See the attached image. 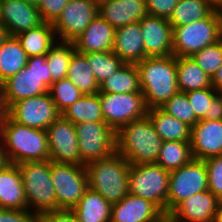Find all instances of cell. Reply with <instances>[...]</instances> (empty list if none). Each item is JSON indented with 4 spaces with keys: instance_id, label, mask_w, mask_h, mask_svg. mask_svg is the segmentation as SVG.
<instances>
[{
    "instance_id": "cell-17",
    "label": "cell",
    "mask_w": 222,
    "mask_h": 222,
    "mask_svg": "<svg viewBox=\"0 0 222 222\" xmlns=\"http://www.w3.org/2000/svg\"><path fill=\"white\" fill-rule=\"evenodd\" d=\"M146 57L173 55V28L168 19L147 15L140 20Z\"/></svg>"
},
{
    "instance_id": "cell-46",
    "label": "cell",
    "mask_w": 222,
    "mask_h": 222,
    "mask_svg": "<svg viewBox=\"0 0 222 222\" xmlns=\"http://www.w3.org/2000/svg\"><path fill=\"white\" fill-rule=\"evenodd\" d=\"M201 120H222V93L218 92L212 98L209 111Z\"/></svg>"
},
{
    "instance_id": "cell-29",
    "label": "cell",
    "mask_w": 222,
    "mask_h": 222,
    "mask_svg": "<svg viewBox=\"0 0 222 222\" xmlns=\"http://www.w3.org/2000/svg\"><path fill=\"white\" fill-rule=\"evenodd\" d=\"M99 93H142L136 64H126L99 85Z\"/></svg>"
},
{
    "instance_id": "cell-52",
    "label": "cell",
    "mask_w": 222,
    "mask_h": 222,
    "mask_svg": "<svg viewBox=\"0 0 222 222\" xmlns=\"http://www.w3.org/2000/svg\"><path fill=\"white\" fill-rule=\"evenodd\" d=\"M214 222H222V201H220V204L218 206Z\"/></svg>"
},
{
    "instance_id": "cell-26",
    "label": "cell",
    "mask_w": 222,
    "mask_h": 222,
    "mask_svg": "<svg viewBox=\"0 0 222 222\" xmlns=\"http://www.w3.org/2000/svg\"><path fill=\"white\" fill-rule=\"evenodd\" d=\"M147 116L162 141H191V127L161 108L148 109Z\"/></svg>"
},
{
    "instance_id": "cell-18",
    "label": "cell",
    "mask_w": 222,
    "mask_h": 222,
    "mask_svg": "<svg viewBox=\"0 0 222 222\" xmlns=\"http://www.w3.org/2000/svg\"><path fill=\"white\" fill-rule=\"evenodd\" d=\"M190 142L194 159L222 155V120H199L191 128Z\"/></svg>"
},
{
    "instance_id": "cell-9",
    "label": "cell",
    "mask_w": 222,
    "mask_h": 222,
    "mask_svg": "<svg viewBox=\"0 0 222 222\" xmlns=\"http://www.w3.org/2000/svg\"><path fill=\"white\" fill-rule=\"evenodd\" d=\"M51 178L57 200V210H71L89 188L85 165L51 161Z\"/></svg>"
},
{
    "instance_id": "cell-24",
    "label": "cell",
    "mask_w": 222,
    "mask_h": 222,
    "mask_svg": "<svg viewBox=\"0 0 222 222\" xmlns=\"http://www.w3.org/2000/svg\"><path fill=\"white\" fill-rule=\"evenodd\" d=\"M0 207L9 210L28 209L22 176L17 164L0 170Z\"/></svg>"
},
{
    "instance_id": "cell-8",
    "label": "cell",
    "mask_w": 222,
    "mask_h": 222,
    "mask_svg": "<svg viewBox=\"0 0 222 222\" xmlns=\"http://www.w3.org/2000/svg\"><path fill=\"white\" fill-rule=\"evenodd\" d=\"M170 172L156 163L130 164L129 193L155 203L167 213Z\"/></svg>"
},
{
    "instance_id": "cell-23",
    "label": "cell",
    "mask_w": 222,
    "mask_h": 222,
    "mask_svg": "<svg viewBox=\"0 0 222 222\" xmlns=\"http://www.w3.org/2000/svg\"><path fill=\"white\" fill-rule=\"evenodd\" d=\"M112 51L126 64H137L146 58L140 21L115 29Z\"/></svg>"
},
{
    "instance_id": "cell-44",
    "label": "cell",
    "mask_w": 222,
    "mask_h": 222,
    "mask_svg": "<svg viewBox=\"0 0 222 222\" xmlns=\"http://www.w3.org/2000/svg\"><path fill=\"white\" fill-rule=\"evenodd\" d=\"M1 222H39V214L26 210L5 209Z\"/></svg>"
},
{
    "instance_id": "cell-36",
    "label": "cell",
    "mask_w": 222,
    "mask_h": 222,
    "mask_svg": "<svg viewBox=\"0 0 222 222\" xmlns=\"http://www.w3.org/2000/svg\"><path fill=\"white\" fill-rule=\"evenodd\" d=\"M81 54L86 57L98 85L118 71L124 64L113 51Z\"/></svg>"
},
{
    "instance_id": "cell-34",
    "label": "cell",
    "mask_w": 222,
    "mask_h": 222,
    "mask_svg": "<svg viewBox=\"0 0 222 222\" xmlns=\"http://www.w3.org/2000/svg\"><path fill=\"white\" fill-rule=\"evenodd\" d=\"M213 11L207 0H179L168 21L172 27L184 26L208 17Z\"/></svg>"
},
{
    "instance_id": "cell-11",
    "label": "cell",
    "mask_w": 222,
    "mask_h": 222,
    "mask_svg": "<svg viewBox=\"0 0 222 222\" xmlns=\"http://www.w3.org/2000/svg\"><path fill=\"white\" fill-rule=\"evenodd\" d=\"M81 165L110 157L116 152V132L105 122L76 124Z\"/></svg>"
},
{
    "instance_id": "cell-14",
    "label": "cell",
    "mask_w": 222,
    "mask_h": 222,
    "mask_svg": "<svg viewBox=\"0 0 222 222\" xmlns=\"http://www.w3.org/2000/svg\"><path fill=\"white\" fill-rule=\"evenodd\" d=\"M97 15L98 5L93 0H69L53 23L57 39L73 42Z\"/></svg>"
},
{
    "instance_id": "cell-38",
    "label": "cell",
    "mask_w": 222,
    "mask_h": 222,
    "mask_svg": "<svg viewBox=\"0 0 222 222\" xmlns=\"http://www.w3.org/2000/svg\"><path fill=\"white\" fill-rule=\"evenodd\" d=\"M163 111L186 123L191 128L199 121L184 92H178L160 107Z\"/></svg>"
},
{
    "instance_id": "cell-12",
    "label": "cell",
    "mask_w": 222,
    "mask_h": 222,
    "mask_svg": "<svg viewBox=\"0 0 222 222\" xmlns=\"http://www.w3.org/2000/svg\"><path fill=\"white\" fill-rule=\"evenodd\" d=\"M104 122L115 132L124 125L147 116L143 93H98Z\"/></svg>"
},
{
    "instance_id": "cell-25",
    "label": "cell",
    "mask_w": 222,
    "mask_h": 222,
    "mask_svg": "<svg viewBox=\"0 0 222 222\" xmlns=\"http://www.w3.org/2000/svg\"><path fill=\"white\" fill-rule=\"evenodd\" d=\"M112 204L101 194L88 188L71 211L78 222H110Z\"/></svg>"
},
{
    "instance_id": "cell-40",
    "label": "cell",
    "mask_w": 222,
    "mask_h": 222,
    "mask_svg": "<svg viewBox=\"0 0 222 222\" xmlns=\"http://www.w3.org/2000/svg\"><path fill=\"white\" fill-rule=\"evenodd\" d=\"M217 93L213 87L192 90L185 93L198 120H201L209 111L210 102Z\"/></svg>"
},
{
    "instance_id": "cell-43",
    "label": "cell",
    "mask_w": 222,
    "mask_h": 222,
    "mask_svg": "<svg viewBox=\"0 0 222 222\" xmlns=\"http://www.w3.org/2000/svg\"><path fill=\"white\" fill-rule=\"evenodd\" d=\"M179 0H146L147 13L150 16L169 19Z\"/></svg>"
},
{
    "instance_id": "cell-21",
    "label": "cell",
    "mask_w": 222,
    "mask_h": 222,
    "mask_svg": "<svg viewBox=\"0 0 222 222\" xmlns=\"http://www.w3.org/2000/svg\"><path fill=\"white\" fill-rule=\"evenodd\" d=\"M115 28L97 15L73 43L78 53L111 52Z\"/></svg>"
},
{
    "instance_id": "cell-39",
    "label": "cell",
    "mask_w": 222,
    "mask_h": 222,
    "mask_svg": "<svg viewBox=\"0 0 222 222\" xmlns=\"http://www.w3.org/2000/svg\"><path fill=\"white\" fill-rule=\"evenodd\" d=\"M191 58L211 78L222 65V39L206 46L198 51Z\"/></svg>"
},
{
    "instance_id": "cell-41",
    "label": "cell",
    "mask_w": 222,
    "mask_h": 222,
    "mask_svg": "<svg viewBox=\"0 0 222 222\" xmlns=\"http://www.w3.org/2000/svg\"><path fill=\"white\" fill-rule=\"evenodd\" d=\"M208 174V190L222 201V155L204 160Z\"/></svg>"
},
{
    "instance_id": "cell-2",
    "label": "cell",
    "mask_w": 222,
    "mask_h": 222,
    "mask_svg": "<svg viewBox=\"0 0 222 222\" xmlns=\"http://www.w3.org/2000/svg\"><path fill=\"white\" fill-rule=\"evenodd\" d=\"M162 142L148 116L116 132V152L130 164L156 163Z\"/></svg>"
},
{
    "instance_id": "cell-57",
    "label": "cell",
    "mask_w": 222,
    "mask_h": 222,
    "mask_svg": "<svg viewBox=\"0 0 222 222\" xmlns=\"http://www.w3.org/2000/svg\"><path fill=\"white\" fill-rule=\"evenodd\" d=\"M5 209H3V208H1L0 207V222L2 221V215H3V211H4Z\"/></svg>"
},
{
    "instance_id": "cell-51",
    "label": "cell",
    "mask_w": 222,
    "mask_h": 222,
    "mask_svg": "<svg viewBox=\"0 0 222 222\" xmlns=\"http://www.w3.org/2000/svg\"><path fill=\"white\" fill-rule=\"evenodd\" d=\"M153 222H177L170 213H163L157 220Z\"/></svg>"
},
{
    "instance_id": "cell-32",
    "label": "cell",
    "mask_w": 222,
    "mask_h": 222,
    "mask_svg": "<svg viewBox=\"0 0 222 222\" xmlns=\"http://www.w3.org/2000/svg\"><path fill=\"white\" fill-rule=\"evenodd\" d=\"M67 79H69L83 95L99 93V85L90 69L86 57L75 52L70 60Z\"/></svg>"
},
{
    "instance_id": "cell-27",
    "label": "cell",
    "mask_w": 222,
    "mask_h": 222,
    "mask_svg": "<svg viewBox=\"0 0 222 222\" xmlns=\"http://www.w3.org/2000/svg\"><path fill=\"white\" fill-rule=\"evenodd\" d=\"M16 37L28 57L46 56L58 40L53 24L49 22H44L39 27L22 32Z\"/></svg>"
},
{
    "instance_id": "cell-20",
    "label": "cell",
    "mask_w": 222,
    "mask_h": 222,
    "mask_svg": "<svg viewBox=\"0 0 222 222\" xmlns=\"http://www.w3.org/2000/svg\"><path fill=\"white\" fill-rule=\"evenodd\" d=\"M163 213L152 201L129 193L112 204L110 222H153Z\"/></svg>"
},
{
    "instance_id": "cell-54",
    "label": "cell",
    "mask_w": 222,
    "mask_h": 222,
    "mask_svg": "<svg viewBox=\"0 0 222 222\" xmlns=\"http://www.w3.org/2000/svg\"><path fill=\"white\" fill-rule=\"evenodd\" d=\"M214 8L222 1V0H207Z\"/></svg>"
},
{
    "instance_id": "cell-16",
    "label": "cell",
    "mask_w": 222,
    "mask_h": 222,
    "mask_svg": "<svg viewBox=\"0 0 222 222\" xmlns=\"http://www.w3.org/2000/svg\"><path fill=\"white\" fill-rule=\"evenodd\" d=\"M0 22L10 36H17L44 23L37 6L24 0H1Z\"/></svg>"
},
{
    "instance_id": "cell-42",
    "label": "cell",
    "mask_w": 222,
    "mask_h": 222,
    "mask_svg": "<svg viewBox=\"0 0 222 222\" xmlns=\"http://www.w3.org/2000/svg\"><path fill=\"white\" fill-rule=\"evenodd\" d=\"M69 0H39L37 8L44 22L54 23Z\"/></svg>"
},
{
    "instance_id": "cell-3",
    "label": "cell",
    "mask_w": 222,
    "mask_h": 222,
    "mask_svg": "<svg viewBox=\"0 0 222 222\" xmlns=\"http://www.w3.org/2000/svg\"><path fill=\"white\" fill-rule=\"evenodd\" d=\"M0 137L12 164L49 160L46 130L27 127L7 116L0 124Z\"/></svg>"
},
{
    "instance_id": "cell-15",
    "label": "cell",
    "mask_w": 222,
    "mask_h": 222,
    "mask_svg": "<svg viewBox=\"0 0 222 222\" xmlns=\"http://www.w3.org/2000/svg\"><path fill=\"white\" fill-rule=\"evenodd\" d=\"M49 160L81 165L76 127L61 115L46 129Z\"/></svg>"
},
{
    "instance_id": "cell-6",
    "label": "cell",
    "mask_w": 222,
    "mask_h": 222,
    "mask_svg": "<svg viewBox=\"0 0 222 222\" xmlns=\"http://www.w3.org/2000/svg\"><path fill=\"white\" fill-rule=\"evenodd\" d=\"M53 82L46 56L28 57L27 65L16 75L4 81L5 101L8 108L19 100L47 93Z\"/></svg>"
},
{
    "instance_id": "cell-22",
    "label": "cell",
    "mask_w": 222,
    "mask_h": 222,
    "mask_svg": "<svg viewBox=\"0 0 222 222\" xmlns=\"http://www.w3.org/2000/svg\"><path fill=\"white\" fill-rule=\"evenodd\" d=\"M98 15L118 29L148 15L146 0H110L98 6Z\"/></svg>"
},
{
    "instance_id": "cell-13",
    "label": "cell",
    "mask_w": 222,
    "mask_h": 222,
    "mask_svg": "<svg viewBox=\"0 0 222 222\" xmlns=\"http://www.w3.org/2000/svg\"><path fill=\"white\" fill-rule=\"evenodd\" d=\"M60 115L48 92L19 100L8 108L13 121L39 130H46Z\"/></svg>"
},
{
    "instance_id": "cell-55",
    "label": "cell",
    "mask_w": 222,
    "mask_h": 222,
    "mask_svg": "<svg viewBox=\"0 0 222 222\" xmlns=\"http://www.w3.org/2000/svg\"><path fill=\"white\" fill-rule=\"evenodd\" d=\"M24 1L27 2V3L33 4L35 6H37L38 2H39V0H24Z\"/></svg>"
},
{
    "instance_id": "cell-31",
    "label": "cell",
    "mask_w": 222,
    "mask_h": 222,
    "mask_svg": "<svg viewBox=\"0 0 222 222\" xmlns=\"http://www.w3.org/2000/svg\"><path fill=\"white\" fill-rule=\"evenodd\" d=\"M74 125L83 122H104L99 94L84 95L61 113Z\"/></svg>"
},
{
    "instance_id": "cell-50",
    "label": "cell",
    "mask_w": 222,
    "mask_h": 222,
    "mask_svg": "<svg viewBox=\"0 0 222 222\" xmlns=\"http://www.w3.org/2000/svg\"><path fill=\"white\" fill-rule=\"evenodd\" d=\"M9 36L8 29L0 22V46Z\"/></svg>"
},
{
    "instance_id": "cell-35",
    "label": "cell",
    "mask_w": 222,
    "mask_h": 222,
    "mask_svg": "<svg viewBox=\"0 0 222 222\" xmlns=\"http://www.w3.org/2000/svg\"><path fill=\"white\" fill-rule=\"evenodd\" d=\"M76 52L73 42L58 41L46 55L50 75L53 81L67 77L68 67L73 54Z\"/></svg>"
},
{
    "instance_id": "cell-19",
    "label": "cell",
    "mask_w": 222,
    "mask_h": 222,
    "mask_svg": "<svg viewBox=\"0 0 222 222\" xmlns=\"http://www.w3.org/2000/svg\"><path fill=\"white\" fill-rule=\"evenodd\" d=\"M220 201L206 190L181 201L170 214L177 222H214Z\"/></svg>"
},
{
    "instance_id": "cell-4",
    "label": "cell",
    "mask_w": 222,
    "mask_h": 222,
    "mask_svg": "<svg viewBox=\"0 0 222 222\" xmlns=\"http://www.w3.org/2000/svg\"><path fill=\"white\" fill-rule=\"evenodd\" d=\"M88 186L109 203L120 202L129 194L130 163L115 152L110 157L85 164Z\"/></svg>"
},
{
    "instance_id": "cell-47",
    "label": "cell",
    "mask_w": 222,
    "mask_h": 222,
    "mask_svg": "<svg viewBox=\"0 0 222 222\" xmlns=\"http://www.w3.org/2000/svg\"><path fill=\"white\" fill-rule=\"evenodd\" d=\"M8 116V106L5 101L4 82L0 81V124Z\"/></svg>"
},
{
    "instance_id": "cell-37",
    "label": "cell",
    "mask_w": 222,
    "mask_h": 222,
    "mask_svg": "<svg viewBox=\"0 0 222 222\" xmlns=\"http://www.w3.org/2000/svg\"><path fill=\"white\" fill-rule=\"evenodd\" d=\"M48 93L60 114L84 96L83 93L67 78L54 81L49 87Z\"/></svg>"
},
{
    "instance_id": "cell-1",
    "label": "cell",
    "mask_w": 222,
    "mask_h": 222,
    "mask_svg": "<svg viewBox=\"0 0 222 222\" xmlns=\"http://www.w3.org/2000/svg\"><path fill=\"white\" fill-rule=\"evenodd\" d=\"M140 88L148 109L160 108L179 92L176 57H146L138 62Z\"/></svg>"
},
{
    "instance_id": "cell-7",
    "label": "cell",
    "mask_w": 222,
    "mask_h": 222,
    "mask_svg": "<svg viewBox=\"0 0 222 222\" xmlns=\"http://www.w3.org/2000/svg\"><path fill=\"white\" fill-rule=\"evenodd\" d=\"M172 28V52L175 57H191L222 39V25L215 10L202 20Z\"/></svg>"
},
{
    "instance_id": "cell-10",
    "label": "cell",
    "mask_w": 222,
    "mask_h": 222,
    "mask_svg": "<svg viewBox=\"0 0 222 222\" xmlns=\"http://www.w3.org/2000/svg\"><path fill=\"white\" fill-rule=\"evenodd\" d=\"M208 190V174L204 160L192 159L185 166L170 171L167 213L181 201Z\"/></svg>"
},
{
    "instance_id": "cell-56",
    "label": "cell",
    "mask_w": 222,
    "mask_h": 222,
    "mask_svg": "<svg viewBox=\"0 0 222 222\" xmlns=\"http://www.w3.org/2000/svg\"><path fill=\"white\" fill-rule=\"evenodd\" d=\"M98 6L101 5L102 3L108 2L110 0H93Z\"/></svg>"
},
{
    "instance_id": "cell-5",
    "label": "cell",
    "mask_w": 222,
    "mask_h": 222,
    "mask_svg": "<svg viewBox=\"0 0 222 222\" xmlns=\"http://www.w3.org/2000/svg\"><path fill=\"white\" fill-rule=\"evenodd\" d=\"M22 176L28 210L37 214L57 210L51 160L17 164Z\"/></svg>"
},
{
    "instance_id": "cell-45",
    "label": "cell",
    "mask_w": 222,
    "mask_h": 222,
    "mask_svg": "<svg viewBox=\"0 0 222 222\" xmlns=\"http://www.w3.org/2000/svg\"><path fill=\"white\" fill-rule=\"evenodd\" d=\"M39 222H78L75 214L68 209H59L39 215Z\"/></svg>"
},
{
    "instance_id": "cell-49",
    "label": "cell",
    "mask_w": 222,
    "mask_h": 222,
    "mask_svg": "<svg viewBox=\"0 0 222 222\" xmlns=\"http://www.w3.org/2000/svg\"><path fill=\"white\" fill-rule=\"evenodd\" d=\"M212 86L217 92L222 93V65L212 77Z\"/></svg>"
},
{
    "instance_id": "cell-48",
    "label": "cell",
    "mask_w": 222,
    "mask_h": 222,
    "mask_svg": "<svg viewBox=\"0 0 222 222\" xmlns=\"http://www.w3.org/2000/svg\"><path fill=\"white\" fill-rule=\"evenodd\" d=\"M1 140V137H0ZM10 164V159L8 157V153L3 145L2 140L0 141V170H4L7 168Z\"/></svg>"
},
{
    "instance_id": "cell-28",
    "label": "cell",
    "mask_w": 222,
    "mask_h": 222,
    "mask_svg": "<svg viewBox=\"0 0 222 222\" xmlns=\"http://www.w3.org/2000/svg\"><path fill=\"white\" fill-rule=\"evenodd\" d=\"M176 67L179 92L213 87L212 78L191 57H176Z\"/></svg>"
},
{
    "instance_id": "cell-33",
    "label": "cell",
    "mask_w": 222,
    "mask_h": 222,
    "mask_svg": "<svg viewBox=\"0 0 222 222\" xmlns=\"http://www.w3.org/2000/svg\"><path fill=\"white\" fill-rule=\"evenodd\" d=\"M192 159L191 142L164 141L162 142L156 164L170 172L185 166Z\"/></svg>"
},
{
    "instance_id": "cell-53",
    "label": "cell",
    "mask_w": 222,
    "mask_h": 222,
    "mask_svg": "<svg viewBox=\"0 0 222 222\" xmlns=\"http://www.w3.org/2000/svg\"><path fill=\"white\" fill-rule=\"evenodd\" d=\"M220 24L222 25V1L214 8Z\"/></svg>"
},
{
    "instance_id": "cell-30",
    "label": "cell",
    "mask_w": 222,
    "mask_h": 222,
    "mask_svg": "<svg viewBox=\"0 0 222 222\" xmlns=\"http://www.w3.org/2000/svg\"><path fill=\"white\" fill-rule=\"evenodd\" d=\"M28 62V56L16 36H9L0 46V81L20 72Z\"/></svg>"
}]
</instances>
